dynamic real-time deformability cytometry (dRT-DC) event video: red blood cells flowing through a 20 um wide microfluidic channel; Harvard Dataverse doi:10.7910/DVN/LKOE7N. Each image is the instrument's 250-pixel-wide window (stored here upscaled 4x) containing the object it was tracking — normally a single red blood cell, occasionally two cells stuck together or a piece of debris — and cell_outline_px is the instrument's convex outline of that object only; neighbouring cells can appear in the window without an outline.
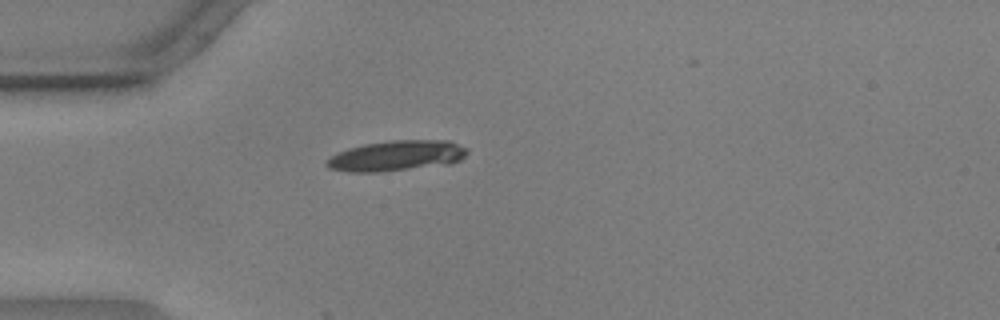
{"species": "common noctule bat (a hibernating species)", "species_latin": "Nyctalus noctula", "temperature_condition": "warm", "stored_images_in_passage": 15, "camera_frame_rate_fps": 3000, "um_per_image_px": 0.085, "animal": {"sex": "male", "body_mass_g": 17.9, "forearm_length_mm": 54.2}, "frame": {"image": 1, "passage_image": 1, "time_ms": 0.0, "image_size_px": [1000, 320], "cell_outline_px": [[468, 152], [460, 160], [452, 164], [380, 172], [348, 172], [328, 168], [324, 164], [324, 160], [348, 148], [364, 144], [392, 140], [452, 140], [468, 148]], "centroid_in_image_um": [33.73, 13.24], "position_along_channel_um": 51.3, "area_um2": 25.26}}